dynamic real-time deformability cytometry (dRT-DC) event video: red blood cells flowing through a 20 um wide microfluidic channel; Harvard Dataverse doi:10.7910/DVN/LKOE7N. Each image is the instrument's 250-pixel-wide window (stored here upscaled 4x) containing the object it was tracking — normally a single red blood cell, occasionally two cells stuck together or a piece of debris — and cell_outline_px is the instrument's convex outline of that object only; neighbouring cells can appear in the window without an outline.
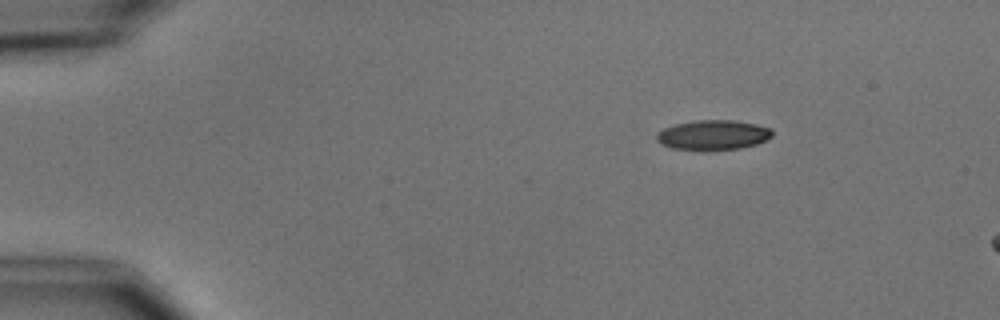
{"species": "common noctule bat (a hibernating species)", "species_latin": "Nyctalus noctula", "temperature_condition": "cold", "stored_images_in_passage": 3, "camera_frame_rate_fps": 3000, "um_per_image_px": 0.085, "animal": {"sex": "male", "body_mass_g": 15.6}, "frame": {"image": 1, "passage_image": 1, "time_ms": 0.0, "image_size_px": [1000, 320], "cell_outline_px": [[772, 136], [756, 144], [740, 148], [708, 152], [704, 152], [672, 148], [660, 144], [656, 140], [656, 132], [664, 128], [676, 124], [696, 120], [736, 120], [756, 124], [772, 128]], "centroid_in_image_um": [60.58, 11.5], "position_along_channel_um": 24.4, "area_um2": 20.63}}